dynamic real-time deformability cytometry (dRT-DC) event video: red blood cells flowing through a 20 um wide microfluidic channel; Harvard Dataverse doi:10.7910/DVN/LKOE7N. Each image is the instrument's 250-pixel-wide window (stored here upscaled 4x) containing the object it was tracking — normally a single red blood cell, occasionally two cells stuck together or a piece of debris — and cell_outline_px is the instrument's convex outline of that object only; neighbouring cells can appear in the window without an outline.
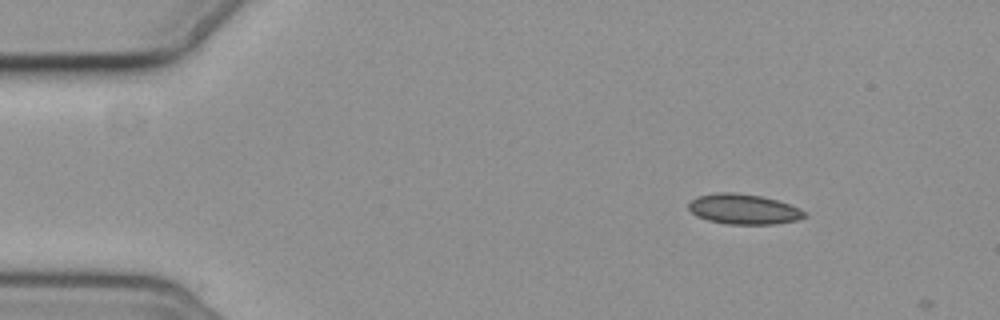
{"species": "common noctule bat (a hibernating species)", "species_latin": "Nyctalus noctula", "temperature_condition": "cold", "stored_images_in_passage": 4, "camera_frame_rate_fps": 3000, "um_per_image_px": 0.085, "animal": {"sex": "female", "body_mass_g": 19.3, "forearm_length_mm": 54.1}, "frame": {"image": 1, "passage_image": 1, "time_ms": 0.0, "image_size_px": [1000, 320], "cell_outline_px": [[808, 216], [796, 220], [772, 224], [728, 224], [708, 220], [696, 216], [688, 208], [688, 204], [696, 196], [716, 192], [732, 192], [760, 196], [776, 200], [800, 208], [808, 212]], "centroid_in_image_um": [63.21, 17.77], "position_along_channel_um": 21.8, "area_um2": 20.4}}
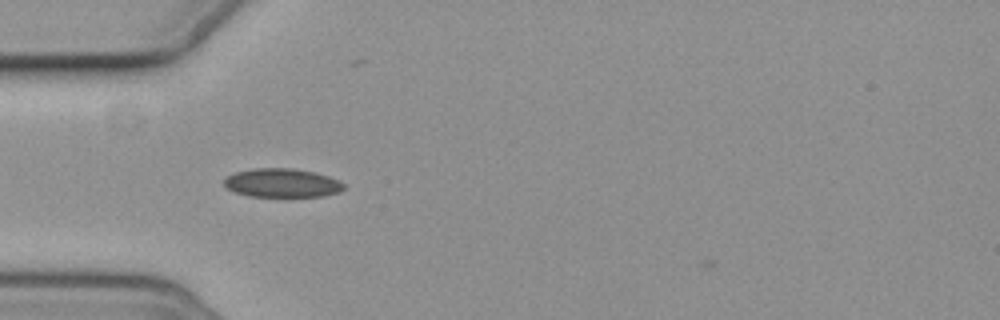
{"frame": {"image": 2, "passage_image": 3, "time_ms": 3.333, "image_size_px": [1000, 320], "cell_outline_px": [[344, 188], [340, 192], [324, 196], [248, 196], [236, 192], [228, 188], [224, 184], [224, 176], [236, 172], [256, 168], [292, 168], [312, 172], [328, 176], [344, 184]], "centroid_in_image_um": [23.95, 15.55], "position_along_channel_um": 61.0, "area_um2": 19.88}}
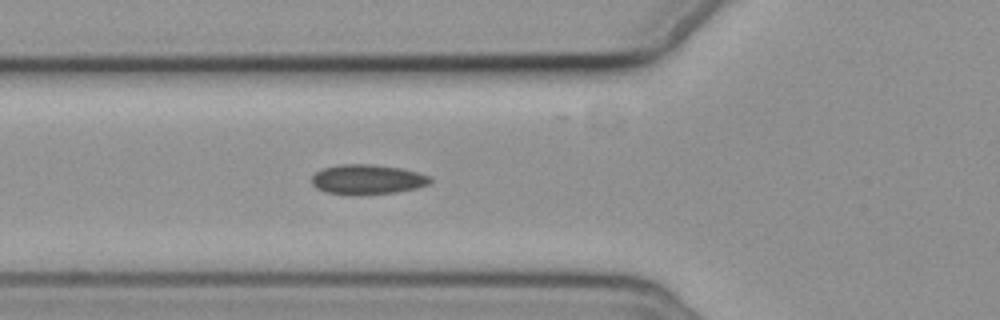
{"frame": {"image": 3, "passage_image": 4, "time_ms": 4.333, "image_size_px": [1000, 320], "cell_outline_px": [[432, 180], [428, 184], [416, 188], [396, 192], [348, 196], [324, 192], [316, 188], [312, 184], [312, 176], [316, 172], [324, 168], [340, 164], [368, 164], [400, 168], [432, 176]], "centroid_in_image_um": [31.19, 15.27], "position_along_channel_um": 94.6, "area_um2": 20.75}}